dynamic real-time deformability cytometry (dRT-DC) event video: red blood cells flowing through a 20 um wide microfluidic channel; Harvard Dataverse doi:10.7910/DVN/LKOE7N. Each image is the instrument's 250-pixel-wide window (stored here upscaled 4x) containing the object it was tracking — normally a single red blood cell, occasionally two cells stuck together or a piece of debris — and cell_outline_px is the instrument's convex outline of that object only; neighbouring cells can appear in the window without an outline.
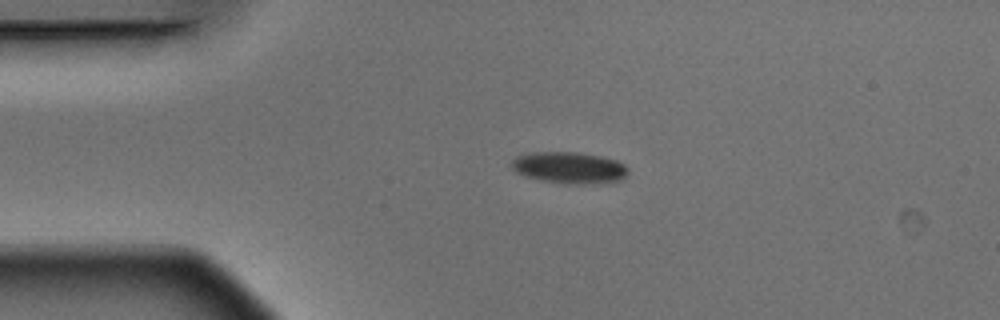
{"species": "Egyptian fruit bat (a non-hibernating species)", "species_latin": "Rousettus aegyptiacus", "temperature_condition": "warm", "stored_images_in_passage": 4, "camera_frame_rate_fps": 3000, "um_per_image_px": 0.085, "animal": {"sex": "male"}, "frame": {"image": 1, "passage_image": 3, "time_ms": 0.667, "image_size_px": [1000, 320], "cell_outline_px": [[628, 172], [620, 180], [584, 184], [576, 184], [540, 180], [524, 176], [516, 172], [512, 168], [512, 160], [516, 156], [532, 152], [576, 152], [600, 156], [616, 160], [624, 164], [628, 168]], "centroid_in_image_um": [48.36, 14.24], "position_along_channel_um": 36.6, "area_um2": 21.21}}